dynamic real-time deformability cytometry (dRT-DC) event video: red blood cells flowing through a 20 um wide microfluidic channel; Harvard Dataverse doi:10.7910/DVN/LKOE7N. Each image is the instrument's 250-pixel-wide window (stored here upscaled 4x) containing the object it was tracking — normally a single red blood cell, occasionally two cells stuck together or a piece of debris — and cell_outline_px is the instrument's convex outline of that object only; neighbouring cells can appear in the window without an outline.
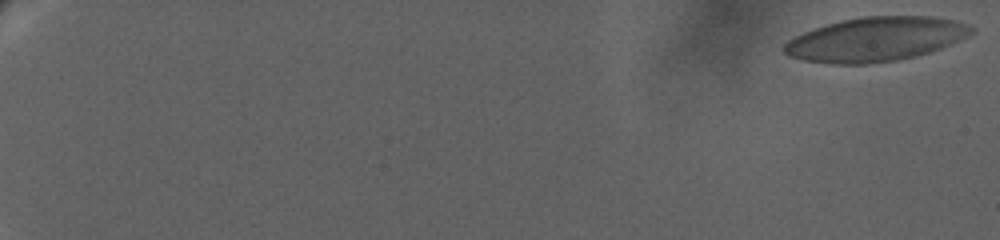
{"species": "human", "species_latin": "Homo sapiens", "temperature_condition": "warm", "stored_images_in_passage": 72, "camera_frame_rate_fps": 3000, "um_per_image_px": 0.085, "donor": {"sex": "female"}, "frame": {"image": 1, "passage_image": 1, "time_ms": 0.0, "image_size_px": [1000, 240], "cell_outline_px": [[976, 32], [968, 36], [940, 48], [916, 56], [896, 60], [864, 64], [832, 64], [804, 60], [788, 56], [784, 52], [784, 44], [788, 40], [804, 32], [840, 20], [864, 16], [928, 16], [952, 20], [968, 24], [976, 28]], "centroid_in_image_um": [74.44, 3.33], "position_along_channel_um": 10.6, "area_um2": 47.97}}
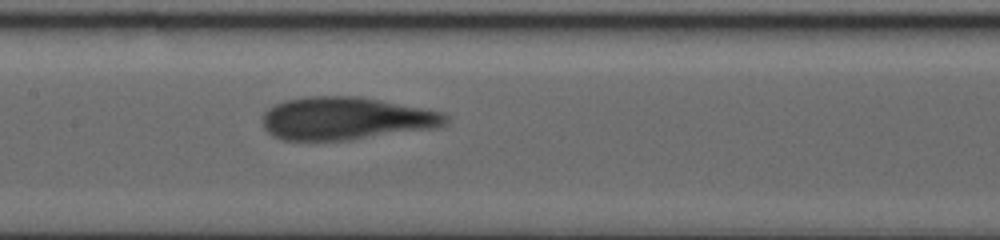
{"frame": {"image": 2, "passage_image": 42, "time_ms": 14.0, "image_size_px": [1000, 240], "cell_outline_px": [[448, 120], [444, 128], [348, 140], [284, 140], [272, 136], [264, 128], [264, 112], [268, 108], [284, 100], [308, 96], [360, 96], [444, 112], [448, 116]], "centroid_in_image_um": [29.48, 10.07], "position_along_channel_um": 177.9, "area_um2": 46.18}}
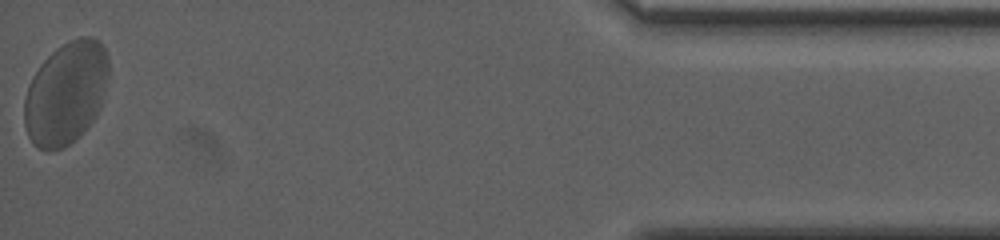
{"frame": {"image": 3, "passage_image": 72, "time_ms": 24.667, "image_size_px": [1000, 240], "cell_outline_px": [[108, 76], [100, 108], [96, 116], [64, 148], [48, 152], [36, 148], [32, 144], [28, 136], [24, 124], [24, 100], [32, 76], [40, 64], [56, 48], [80, 36], [92, 36], [100, 40], [108, 56]], "centroid_in_image_um": [5.59, 7.91], "position_along_channel_um": 429.6, "area_um2": 50.46}, "authors_computed_cell_mechanics": {"area_um2": 45.7487, "velocity_mm_per_s": 2.9427, "shape_relaxation_time_tau1_ms": 6.868, "shape_relaxation_time_tau2_ms": null, "deformation_change_tau1": 0.1601, "deformation_change_tau2": null}}